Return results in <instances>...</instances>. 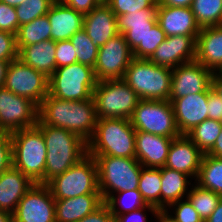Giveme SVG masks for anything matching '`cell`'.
Wrapping results in <instances>:
<instances>
[{
  "mask_svg": "<svg viewBox=\"0 0 222 222\" xmlns=\"http://www.w3.org/2000/svg\"><path fill=\"white\" fill-rule=\"evenodd\" d=\"M97 120L93 97L87 100L69 101L48 94L38 106L37 125L63 128L77 134L86 142L93 136Z\"/></svg>",
  "mask_w": 222,
  "mask_h": 222,
  "instance_id": "cell-1",
  "label": "cell"
},
{
  "mask_svg": "<svg viewBox=\"0 0 222 222\" xmlns=\"http://www.w3.org/2000/svg\"><path fill=\"white\" fill-rule=\"evenodd\" d=\"M44 136L47 148L44 184L76 165L87 153V142L63 128L36 125Z\"/></svg>",
  "mask_w": 222,
  "mask_h": 222,
  "instance_id": "cell-2",
  "label": "cell"
},
{
  "mask_svg": "<svg viewBox=\"0 0 222 222\" xmlns=\"http://www.w3.org/2000/svg\"><path fill=\"white\" fill-rule=\"evenodd\" d=\"M135 134L130 119H98L93 136L87 142V153L89 156L136 158Z\"/></svg>",
  "mask_w": 222,
  "mask_h": 222,
  "instance_id": "cell-3",
  "label": "cell"
},
{
  "mask_svg": "<svg viewBox=\"0 0 222 222\" xmlns=\"http://www.w3.org/2000/svg\"><path fill=\"white\" fill-rule=\"evenodd\" d=\"M12 165L35 184H44L47 148L42 131L35 125L12 133Z\"/></svg>",
  "mask_w": 222,
  "mask_h": 222,
  "instance_id": "cell-4",
  "label": "cell"
},
{
  "mask_svg": "<svg viewBox=\"0 0 222 222\" xmlns=\"http://www.w3.org/2000/svg\"><path fill=\"white\" fill-rule=\"evenodd\" d=\"M123 80L143 100H169L172 69L158 66L149 59L134 58Z\"/></svg>",
  "mask_w": 222,
  "mask_h": 222,
  "instance_id": "cell-5",
  "label": "cell"
},
{
  "mask_svg": "<svg viewBox=\"0 0 222 222\" xmlns=\"http://www.w3.org/2000/svg\"><path fill=\"white\" fill-rule=\"evenodd\" d=\"M91 157L97 165L98 189L103 201L114 192L138 189L142 165L136 158Z\"/></svg>",
  "mask_w": 222,
  "mask_h": 222,
  "instance_id": "cell-6",
  "label": "cell"
},
{
  "mask_svg": "<svg viewBox=\"0 0 222 222\" xmlns=\"http://www.w3.org/2000/svg\"><path fill=\"white\" fill-rule=\"evenodd\" d=\"M96 84L94 68L75 62L55 69L49 77L48 94L69 101L87 100L93 97Z\"/></svg>",
  "mask_w": 222,
  "mask_h": 222,
  "instance_id": "cell-7",
  "label": "cell"
},
{
  "mask_svg": "<svg viewBox=\"0 0 222 222\" xmlns=\"http://www.w3.org/2000/svg\"><path fill=\"white\" fill-rule=\"evenodd\" d=\"M93 98L98 119H130L140 100L136 92L123 80H105L97 82Z\"/></svg>",
  "mask_w": 222,
  "mask_h": 222,
  "instance_id": "cell-8",
  "label": "cell"
},
{
  "mask_svg": "<svg viewBox=\"0 0 222 222\" xmlns=\"http://www.w3.org/2000/svg\"><path fill=\"white\" fill-rule=\"evenodd\" d=\"M46 185L55 200L100 193L95 159L86 155L76 165L55 176Z\"/></svg>",
  "mask_w": 222,
  "mask_h": 222,
  "instance_id": "cell-9",
  "label": "cell"
},
{
  "mask_svg": "<svg viewBox=\"0 0 222 222\" xmlns=\"http://www.w3.org/2000/svg\"><path fill=\"white\" fill-rule=\"evenodd\" d=\"M136 131L170 138L179 137L172 103L169 100L140 99L130 118Z\"/></svg>",
  "mask_w": 222,
  "mask_h": 222,
  "instance_id": "cell-10",
  "label": "cell"
},
{
  "mask_svg": "<svg viewBox=\"0 0 222 222\" xmlns=\"http://www.w3.org/2000/svg\"><path fill=\"white\" fill-rule=\"evenodd\" d=\"M48 84L47 76L17 58L9 63L3 86L39 106L48 95Z\"/></svg>",
  "mask_w": 222,
  "mask_h": 222,
  "instance_id": "cell-11",
  "label": "cell"
},
{
  "mask_svg": "<svg viewBox=\"0 0 222 222\" xmlns=\"http://www.w3.org/2000/svg\"><path fill=\"white\" fill-rule=\"evenodd\" d=\"M38 106L30 99L0 87V132L12 133L37 125Z\"/></svg>",
  "mask_w": 222,
  "mask_h": 222,
  "instance_id": "cell-12",
  "label": "cell"
},
{
  "mask_svg": "<svg viewBox=\"0 0 222 222\" xmlns=\"http://www.w3.org/2000/svg\"><path fill=\"white\" fill-rule=\"evenodd\" d=\"M133 59V52L123 34L109 39L98 50L94 67L97 82L123 79L126 69Z\"/></svg>",
  "mask_w": 222,
  "mask_h": 222,
  "instance_id": "cell-13",
  "label": "cell"
},
{
  "mask_svg": "<svg viewBox=\"0 0 222 222\" xmlns=\"http://www.w3.org/2000/svg\"><path fill=\"white\" fill-rule=\"evenodd\" d=\"M13 222H56L55 199L46 184L36 183L19 201Z\"/></svg>",
  "mask_w": 222,
  "mask_h": 222,
  "instance_id": "cell-14",
  "label": "cell"
},
{
  "mask_svg": "<svg viewBox=\"0 0 222 222\" xmlns=\"http://www.w3.org/2000/svg\"><path fill=\"white\" fill-rule=\"evenodd\" d=\"M157 9H142L116 16L119 34H123L136 59H145V36L157 22Z\"/></svg>",
  "mask_w": 222,
  "mask_h": 222,
  "instance_id": "cell-15",
  "label": "cell"
},
{
  "mask_svg": "<svg viewBox=\"0 0 222 222\" xmlns=\"http://www.w3.org/2000/svg\"><path fill=\"white\" fill-rule=\"evenodd\" d=\"M214 72L197 61L181 64L172 69L169 98L205 92L212 86Z\"/></svg>",
  "mask_w": 222,
  "mask_h": 222,
  "instance_id": "cell-16",
  "label": "cell"
},
{
  "mask_svg": "<svg viewBox=\"0 0 222 222\" xmlns=\"http://www.w3.org/2000/svg\"><path fill=\"white\" fill-rule=\"evenodd\" d=\"M197 36H168L149 58L158 66L170 69L195 61Z\"/></svg>",
  "mask_w": 222,
  "mask_h": 222,
  "instance_id": "cell-17",
  "label": "cell"
},
{
  "mask_svg": "<svg viewBox=\"0 0 222 222\" xmlns=\"http://www.w3.org/2000/svg\"><path fill=\"white\" fill-rule=\"evenodd\" d=\"M175 121L181 135H186L198 124L208 119V90L180 98H169Z\"/></svg>",
  "mask_w": 222,
  "mask_h": 222,
  "instance_id": "cell-18",
  "label": "cell"
},
{
  "mask_svg": "<svg viewBox=\"0 0 222 222\" xmlns=\"http://www.w3.org/2000/svg\"><path fill=\"white\" fill-rule=\"evenodd\" d=\"M203 155L187 135H180L173 138L164 167L197 178Z\"/></svg>",
  "mask_w": 222,
  "mask_h": 222,
  "instance_id": "cell-19",
  "label": "cell"
},
{
  "mask_svg": "<svg viewBox=\"0 0 222 222\" xmlns=\"http://www.w3.org/2000/svg\"><path fill=\"white\" fill-rule=\"evenodd\" d=\"M156 17L166 37L174 35L198 36L201 31L191 7L158 5Z\"/></svg>",
  "mask_w": 222,
  "mask_h": 222,
  "instance_id": "cell-20",
  "label": "cell"
},
{
  "mask_svg": "<svg viewBox=\"0 0 222 222\" xmlns=\"http://www.w3.org/2000/svg\"><path fill=\"white\" fill-rule=\"evenodd\" d=\"M173 138L136 131V159L143 167H164Z\"/></svg>",
  "mask_w": 222,
  "mask_h": 222,
  "instance_id": "cell-21",
  "label": "cell"
},
{
  "mask_svg": "<svg viewBox=\"0 0 222 222\" xmlns=\"http://www.w3.org/2000/svg\"><path fill=\"white\" fill-rule=\"evenodd\" d=\"M83 29L98 48L119 34L116 15L108 4L102 3L84 14Z\"/></svg>",
  "mask_w": 222,
  "mask_h": 222,
  "instance_id": "cell-22",
  "label": "cell"
},
{
  "mask_svg": "<svg viewBox=\"0 0 222 222\" xmlns=\"http://www.w3.org/2000/svg\"><path fill=\"white\" fill-rule=\"evenodd\" d=\"M35 183L11 165L0 174V210L15 212L19 201Z\"/></svg>",
  "mask_w": 222,
  "mask_h": 222,
  "instance_id": "cell-23",
  "label": "cell"
},
{
  "mask_svg": "<svg viewBox=\"0 0 222 222\" xmlns=\"http://www.w3.org/2000/svg\"><path fill=\"white\" fill-rule=\"evenodd\" d=\"M51 24V40L58 42L70 39L83 29L84 14L56 0L47 13Z\"/></svg>",
  "mask_w": 222,
  "mask_h": 222,
  "instance_id": "cell-24",
  "label": "cell"
},
{
  "mask_svg": "<svg viewBox=\"0 0 222 222\" xmlns=\"http://www.w3.org/2000/svg\"><path fill=\"white\" fill-rule=\"evenodd\" d=\"M195 61L217 72L222 66V24L201 28L196 38Z\"/></svg>",
  "mask_w": 222,
  "mask_h": 222,
  "instance_id": "cell-25",
  "label": "cell"
},
{
  "mask_svg": "<svg viewBox=\"0 0 222 222\" xmlns=\"http://www.w3.org/2000/svg\"><path fill=\"white\" fill-rule=\"evenodd\" d=\"M104 203L100 193L55 200L56 222H78Z\"/></svg>",
  "mask_w": 222,
  "mask_h": 222,
  "instance_id": "cell-26",
  "label": "cell"
},
{
  "mask_svg": "<svg viewBox=\"0 0 222 222\" xmlns=\"http://www.w3.org/2000/svg\"><path fill=\"white\" fill-rule=\"evenodd\" d=\"M56 42L48 39L39 43L23 46L18 51V58L48 78L56 69Z\"/></svg>",
  "mask_w": 222,
  "mask_h": 222,
  "instance_id": "cell-27",
  "label": "cell"
},
{
  "mask_svg": "<svg viewBox=\"0 0 222 222\" xmlns=\"http://www.w3.org/2000/svg\"><path fill=\"white\" fill-rule=\"evenodd\" d=\"M161 171V212L167 210L171 204L182 201V197L187 194V188L190 181L187 174L160 167ZM186 193V194H185Z\"/></svg>",
  "mask_w": 222,
  "mask_h": 222,
  "instance_id": "cell-28",
  "label": "cell"
},
{
  "mask_svg": "<svg viewBox=\"0 0 222 222\" xmlns=\"http://www.w3.org/2000/svg\"><path fill=\"white\" fill-rule=\"evenodd\" d=\"M51 39V24L46 15L34 19L30 23L19 26L16 33L18 51L23 46Z\"/></svg>",
  "mask_w": 222,
  "mask_h": 222,
  "instance_id": "cell-29",
  "label": "cell"
},
{
  "mask_svg": "<svg viewBox=\"0 0 222 222\" xmlns=\"http://www.w3.org/2000/svg\"><path fill=\"white\" fill-rule=\"evenodd\" d=\"M196 182L222 196V159L204 154Z\"/></svg>",
  "mask_w": 222,
  "mask_h": 222,
  "instance_id": "cell-30",
  "label": "cell"
},
{
  "mask_svg": "<svg viewBox=\"0 0 222 222\" xmlns=\"http://www.w3.org/2000/svg\"><path fill=\"white\" fill-rule=\"evenodd\" d=\"M138 191L147 205L161 212V171L159 168L143 167L139 178Z\"/></svg>",
  "mask_w": 222,
  "mask_h": 222,
  "instance_id": "cell-31",
  "label": "cell"
},
{
  "mask_svg": "<svg viewBox=\"0 0 222 222\" xmlns=\"http://www.w3.org/2000/svg\"><path fill=\"white\" fill-rule=\"evenodd\" d=\"M191 9L200 28L222 24V0H193Z\"/></svg>",
  "mask_w": 222,
  "mask_h": 222,
  "instance_id": "cell-32",
  "label": "cell"
},
{
  "mask_svg": "<svg viewBox=\"0 0 222 222\" xmlns=\"http://www.w3.org/2000/svg\"><path fill=\"white\" fill-rule=\"evenodd\" d=\"M221 125V121L206 119L186 135L205 154L214 146L216 139L219 137Z\"/></svg>",
  "mask_w": 222,
  "mask_h": 222,
  "instance_id": "cell-33",
  "label": "cell"
},
{
  "mask_svg": "<svg viewBox=\"0 0 222 222\" xmlns=\"http://www.w3.org/2000/svg\"><path fill=\"white\" fill-rule=\"evenodd\" d=\"M186 198L197 211L203 222H205L216 209L222 196L196 184L194 188L192 186L191 190H189Z\"/></svg>",
  "mask_w": 222,
  "mask_h": 222,
  "instance_id": "cell-34",
  "label": "cell"
},
{
  "mask_svg": "<svg viewBox=\"0 0 222 222\" xmlns=\"http://www.w3.org/2000/svg\"><path fill=\"white\" fill-rule=\"evenodd\" d=\"M117 193H119L118 198L115 197V195L113 194L104 201V203L109 207V210L113 216L132 212L134 210L147 206L138 189L120 191ZM116 203H118L119 206L121 205V210H118V208H116L118 205Z\"/></svg>",
  "mask_w": 222,
  "mask_h": 222,
  "instance_id": "cell-35",
  "label": "cell"
},
{
  "mask_svg": "<svg viewBox=\"0 0 222 222\" xmlns=\"http://www.w3.org/2000/svg\"><path fill=\"white\" fill-rule=\"evenodd\" d=\"M69 40L76 51L77 62L94 68L99 48L92 43L86 31H77Z\"/></svg>",
  "mask_w": 222,
  "mask_h": 222,
  "instance_id": "cell-36",
  "label": "cell"
},
{
  "mask_svg": "<svg viewBox=\"0 0 222 222\" xmlns=\"http://www.w3.org/2000/svg\"><path fill=\"white\" fill-rule=\"evenodd\" d=\"M56 0H26L15 7L19 26L46 15Z\"/></svg>",
  "mask_w": 222,
  "mask_h": 222,
  "instance_id": "cell-37",
  "label": "cell"
},
{
  "mask_svg": "<svg viewBox=\"0 0 222 222\" xmlns=\"http://www.w3.org/2000/svg\"><path fill=\"white\" fill-rule=\"evenodd\" d=\"M107 4L113 13L118 16L142 9H157L158 0H110Z\"/></svg>",
  "mask_w": 222,
  "mask_h": 222,
  "instance_id": "cell-38",
  "label": "cell"
},
{
  "mask_svg": "<svg viewBox=\"0 0 222 222\" xmlns=\"http://www.w3.org/2000/svg\"><path fill=\"white\" fill-rule=\"evenodd\" d=\"M187 200V201H186ZM184 202H175L169 207H175V216L168 215V211L165 210L164 213L172 222H203L197 211L193 208L192 204L186 199Z\"/></svg>",
  "mask_w": 222,
  "mask_h": 222,
  "instance_id": "cell-39",
  "label": "cell"
},
{
  "mask_svg": "<svg viewBox=\"0 0 222 222\" xmlns=\"http://www.w3.org/2000/svg\"><path fill=\"white\" fill-rule=\"evenodd\" d=\"M19 28L15 7L0 1V31L16 35Z\"/></svg>",
  "mask_w": 222,
  "mask_h": 222,
  "instance_id": "cell-40",
  "label": "cell"
},
{
  "mask_svg": "<svg viewBox=\"0 0 222 222\" xmlns=\"http://www.w3.org/2000/svg\"><path fill=\"white\" fill-rule=\"evenodd\" d=\"M18 58L16 35L0 31V60L11 62Z\"/></svg>",
  "mask_w": 222,
  "mask_h": 222,
  "instance_id": "cell-41",
  "label": "cell"
},
{
  "mask_svg": "<svg viewBox=\"0 0 222 222\" xmlns=\"http://www.w3.org/2000/svg\"><path fill=\"white\" fill-rule=\"evenodd\" d=\"M55 59L56 68L68 66L77 62L76 51L69 39L56 42Z\"/></svg>",
  "mask_w": 222,
  "mask_h": 222,
  "instance_id": "cell-42",
  "label": "cell"
},
{
  "mask_svg": "<svg viewBox=\"0 0 222 222\" xmlns=\"http://www.w3.org/2000/svg\"><path fill=\"white\" fill-rule=\"evenodd\" d=\"M165 32L161 29L158 22H156L150 31L145 36V59H149L156 48L165 40Z\"/></svg>",
  "mask_w": 222,
  "mask_h": 222,
  "instance_id": "cell-43",
  "label": "cell"
},
{
  "mask_svg": "<svg viewBox=\"0 0 222 222\" xmlns=\"http://www.w3.org/2000/svg\"><path fill=\"white\" fill-rule=\"evenodd\" d=\"M12 165V142L8 132H0V174Z\"/></svg>",
  "mask_w": 222,
  "mask_h": 222,
  "instance_id": "cell-44",
  "label": "cell"
},
{
  "mask_svg": "<svg viewBox=\"0 0 222 222\" xmlns=\"http://www.w3.org/2000/svg\"><path fill=\"white\" fill-rule=\"evenodd\" d=\"M208 119L222 122V100L212 86L208 89Z\"/></svg>",
  "mask_w": 222,
  "mask_h": 222,
  "instance_id": "cell-45",
  "label": "cell"
},
{
  "mask_svg": "<svg viewBox=\"0 0 222 222\" xmlns=\"http://www.w3.org/2000/svg\"><path fill=\"white\" fill-rule=\"evenodd\" d=\"M144 208H148V210H150V212H152L155 216L160 213V211L154 206L147 205L132 212H127L118 216H114L115 222H147L146 214L142 212Z\"/></svg>",
  "mask_w": 222,
  "mask_h": 222,
  "instance_id": "cell-46",
  "label": "cell"
},
{
  "mask_svg": "<svg viewBox=\"0 0 222 222\" xmlns=\"http://www.w3.org/2000/svg\"><path fill=\"white\" fill-rule=\"evenodd\" d=\"M78 222H115V217L111 214L109 207L103 203L93 213L88 214Z\"/></svg>",
  "mask_w": 222,
  "mask_h": 222,
  "instance_id": "cell-47",
  "label": "cell"
},
{
  "mask_svg": "<svg viewBox=\"0 0 222 222\" xmlns=\"http://www.w3.org/2000/svg\"><path fill=\"white\" fill-rule=\"evenodd\" d=\"M65 5L83 14L89 13L100 3L97 0H59Z\"/></svg>",
  "mask_w": 222,
  "mask_h": 222,
  "instance_id": "cell-48",
  "label": "cell"
},
{
  "mask_svg": "<svg viewBox=\"0 0 222 222\" xmlns=\"http://www.w3.org/2000/svg\"><path fill=\"white\" fill-rule=\"evenodd\" d=\"M193 0H158V5L173 7H191Z\"/></svg>",
  "mask_w": 222,
  "mask_h": 222,
  "instance_id": "cell-49",
  "label": "cell"
},
{
  "mask_svg": "<svg viewBox=\"0 0 222 222\" xmlns=\"http://www.w3.org/2000/svg\"><path fill=\"white\" fill-rule=\"evenodd\" d=\"M206 154L222 159V125L219 137L216 139L214 146Z\"/></svg>",
  "mask_w": 222,
  "mask_h": 222,
  "instance_id": "cell-50",
  "label": "cell"
},
{
  "mask_svg": "<svg viewBox=\"0 0 222 222\" xmlns=\"http://www.w3.org/2000/svg\"><path fill=\"white\" fill-rule=\"evenodd\" d=\"M205 222H222V198L217 204L216 209Z\"/></svg>",
  "mask_w": 222,
  "mask_h": 222,
  "instance_id": "cell-51",
  "label": "cell"
},
{
  "mask_svg": "<svg viewBox=\"0 0 222 222\" xmlns=\"http://www.w3.org/2000/svg\"><path fill=\"white\" fill-rule=\"evenodd\" d=\"M212 88L216 91L222 100V76H219L216 72L213 74Z\"/></svg>",
  "mask_w": 222,
  "mask_h": 222,
  "instance_id": "cell-52",
  "label": "cell"
},
{
  "mask_svg": "<svg viewBox=\"0 0 222 222\" xmlns=\"http://www.w3.org/2000/svg\"><path fill=\"white\" fill-rule=\"evenodd\" d=\"M8 61L0 60V87L4 85L7 68L9 66Z\"/></svg>",
  "mask_w": 222,
  "mask_h": 222,
  "instance_id": "cell-53",
  "label": "cell"
},
{
  "mask_svg": "<svg viewBox=\"0 0 222 222\" xmlns=\"http://www.w3.org/2000/svg\"><path fill=\"white\" fill-rule=\"evenodd\" d=\"M0 222H13L12 215L9 212L0 210Z\"/></svg>",
  "mask_w": 222,
  "mask_h": 222,
  "instance_id": "cell-54",
  "label": "cell"
},
{
  "mask_svg": "<svg viewBox=\"0 0 222 222\" xmlns=\"http://www.w3.org/2000/svg\"><path fill=\"white\" fill-rule=\"evenodd\" d=\"M10 6L17 7L18 5L24 3L26 0H0Z\"/></svg>",
  "mask_w": 222,
  "mask_h": 222,
  "instance_id": "cell-55",
  "label": "cell"
},
{
  "mask_svg": "<svg viewBox=\"0 0 222 222\" xmlns=\"http://www.w3.org/2000/svg\"><path fill=\"white\" fill-rule=\"evenodd\" d=\"M156 217L159 222H172L164 212H160Z\"/></svg>",
  "mask_w": 222,
  "mask_h": 222,
  "instance_id": "cell-56",
  "label": "cell"
},
{
  "mask_svg": "<svg viewBox=\"0 0 222 222\" xmlns=\"http://www.w3.org/2000/svg\"><path fill=\"white\" fill-rule=\"evenodd\" d=\"M99 3L107 4L110 0H97Z\"/></svg>",
  "mask_w": 222,
  "mask_h": 222,
  "instance_id": "cell-57",
  "label": "cell"
},
{
  "mask_svg": "<svg viewBox=\"0 0 222 222\" xmlns=\"http://www.w3.org/2000/svg\"><path fill=\"white\" fill-rule=\"evenodd\" d=\"M219 71V72H218ZM216 73L219 75V76H222V66L221 68L218 70Z\"/></svg>",
  "mask_w": 222,
  "mask_h": 222,
  "instance_id": "cell-58",
  "label": "cell"
}]
</instances>
